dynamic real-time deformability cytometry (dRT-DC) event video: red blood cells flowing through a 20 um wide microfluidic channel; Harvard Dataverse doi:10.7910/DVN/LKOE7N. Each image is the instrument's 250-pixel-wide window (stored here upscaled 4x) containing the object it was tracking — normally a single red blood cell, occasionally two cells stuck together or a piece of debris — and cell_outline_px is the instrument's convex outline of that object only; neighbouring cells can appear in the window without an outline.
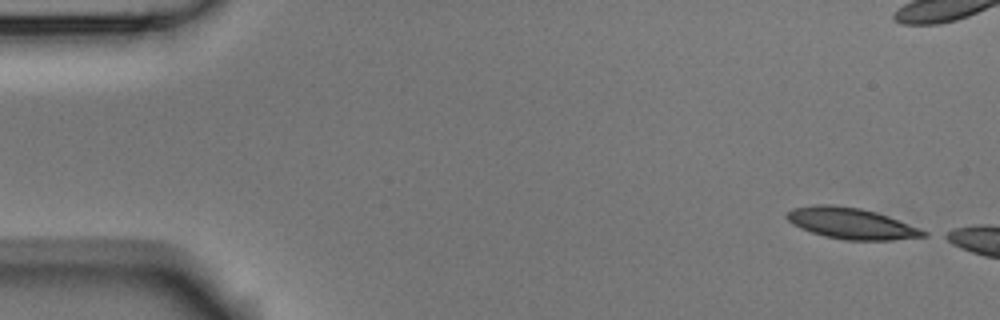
{"species": "Egyptian fruit bat (a non-hibernating species)", "species_latin": "Rousettus aegyptiacus", "temperature_condition": "room temperature", "stored_images_in_passage": 3, "camera_frame_rate_fps": 3000, "um_per_image_px": 0.085, "animal": {"sex": "male"}, "frame": {"image": 1, "passage_image": 1, "time_ms": 0.0, "image_size_px": [1000, 320], "cell_outline_px": [[928, 236], [892, 240], [844, 240], [824, 236], [800, 228], [792, 224], [784, 216], [792, 208], [816, 204], [832, 204], [860, 208], [876, 212], [888, 216], [928, 232]], "centroid_in_image_um": [72.32, 18.98], "position_along_channel_um": 12.7, "area_um2": 24.74}}